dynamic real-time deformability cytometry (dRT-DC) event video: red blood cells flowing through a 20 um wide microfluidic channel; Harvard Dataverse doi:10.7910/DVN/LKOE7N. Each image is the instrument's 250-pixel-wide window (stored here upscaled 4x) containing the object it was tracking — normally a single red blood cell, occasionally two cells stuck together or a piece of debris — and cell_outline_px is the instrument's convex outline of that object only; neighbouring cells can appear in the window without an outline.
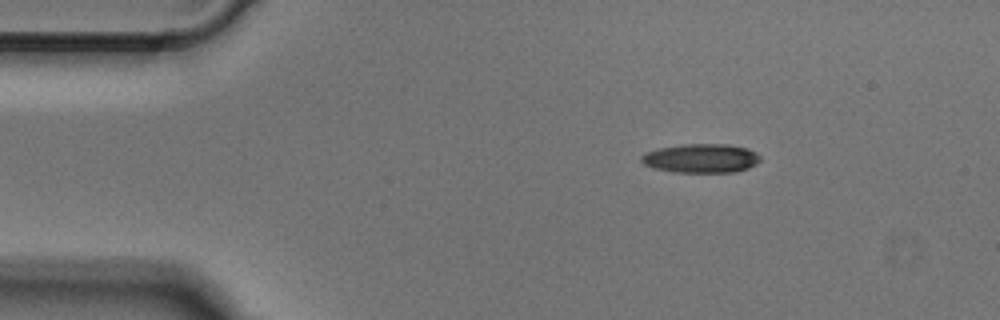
{"species": "Egyptian fruit bat (a non-hibernating species)", "species_latin": "Rousettus aegyptiacus", "temperature_condition": "cold", "stored_images_in_passage": 43, "camera_frame_rate_fps": 3000, "um_per_image_px": 0.085, "animal": {"sex": "male"}, "frame": {"image": 1, "passage_image": 1, "time_ms": 0.0, "image_size_px": [1000, 320], "cell_outline_px": [[760, 160], [756, 164], [748, 168], [736, 172], [672, 172], [656, 168], [644, 164], [640, 160], [640, 156], [644, 152], [660, 148], [684, 144], [728, 144], [748, 148], [756, 152], [760, 156]], "centroid_in_image_um": [59.6, 13.45], "position_along_channel_um": 25.4, "area_um2": 20.17}}
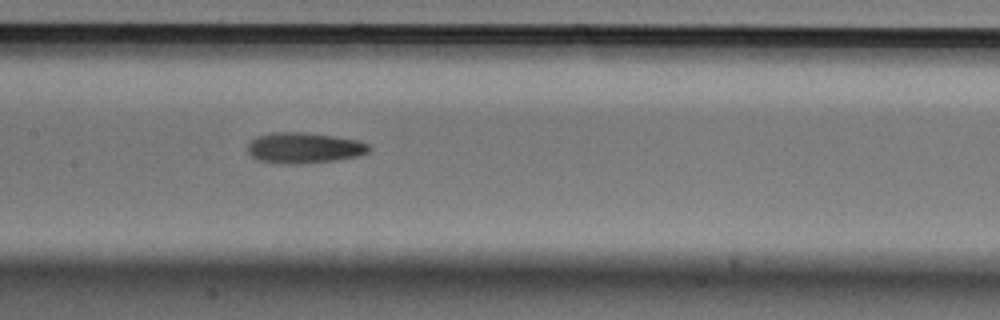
{"frame": {"image": 2, "passage_image": 17, "time_ms": 5.333, "image_size_px": [1000, 320], "cell_outline_px": [[372, 148], [368, 152], [356, 156], [336, 160], [300, 164], [280, 164], [260, 160], [252, 156], [248, 152], [248, 144], [256, 136], [272, 132], [304, 132], [332, 136], [356, 140], [368, 144]], "centroid_in_image_um": [25.83, 12.57], "position_along_channel_um": 181.6, "area_um2": 21.68}}
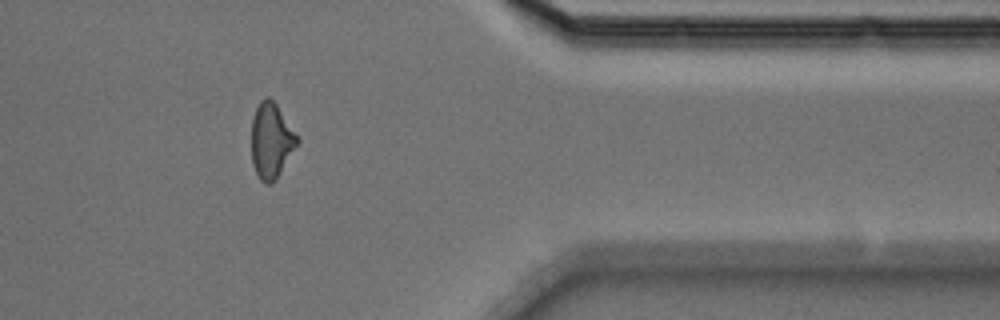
{"frame": {"image": 3, "passage_image": 34, "time_ms": 11.0, "image_size_px": [1000, 320], "cell_outline_px": [[300, 140], [276, 180], [272, 184], [264, 184], [260, 180], [252, 164], [252, 120], [256, 108], [260, 100], [264, 96], [268, 96], [276, 104]], "centroid_in_image_um": [23.04, 11.97], "position_along_channel_um": 388.4, "area_um2": 20.0}}